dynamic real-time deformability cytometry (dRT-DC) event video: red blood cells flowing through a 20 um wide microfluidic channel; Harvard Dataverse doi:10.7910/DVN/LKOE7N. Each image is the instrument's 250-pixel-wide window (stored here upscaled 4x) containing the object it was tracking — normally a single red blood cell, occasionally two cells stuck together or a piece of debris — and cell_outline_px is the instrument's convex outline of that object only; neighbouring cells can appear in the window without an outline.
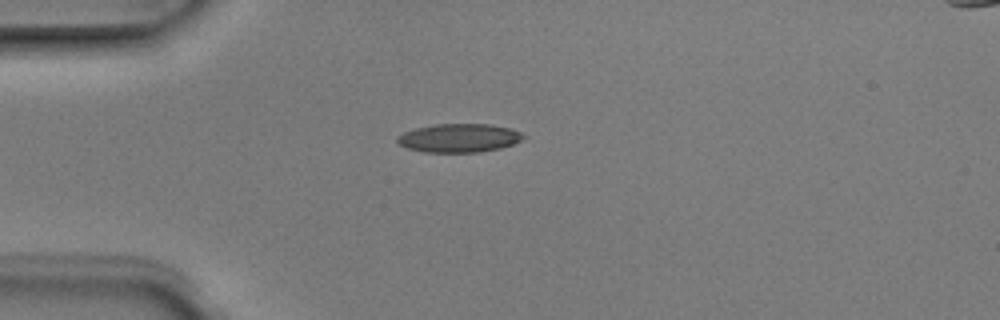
{"species": "Egyptian fruit bat (a non-hibernating species)", "species_latin": "Rousettus aegyptiacus", "temperature_condition": "room temperature", "stored_images_in_passage": 1, "camera_frame_rate_fps": 3000, "um_per_image_px": 0.085, "animal": {"sex": "male"}, "frame": {"image": 1, "passage_image": 1, "time_ms": 0.0, "image_size_px": [1000, 320], "cell_outline_px": [[528, 136], [524, 140], [500, 148], [480, 152], [424, 152], [408, 148], [400, 144], [396, 140], [396, 136], [404, 132], [416, 128], [436, 124], [488, 124], [512, 128]], "centroid_in_image_um": [39.06, 11.72], "position_along_channel_um": 45.9, "area_um2": 21.1}}